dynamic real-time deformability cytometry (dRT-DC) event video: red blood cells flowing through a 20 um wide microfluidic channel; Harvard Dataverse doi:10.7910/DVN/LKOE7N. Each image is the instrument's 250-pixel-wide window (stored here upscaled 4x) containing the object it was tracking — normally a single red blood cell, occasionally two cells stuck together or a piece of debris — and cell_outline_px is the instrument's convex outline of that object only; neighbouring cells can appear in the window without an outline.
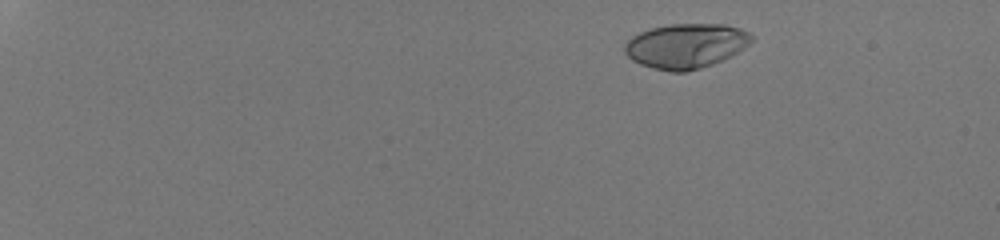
{"species": "human", "species_latin": "Homo sapiens", "temperature_condition": "room temperature", "stored_images_in_passage": 45, "camera_frame_rate_fps": 3000, "um_per_image_px": 0.085, "donor": {"sex": "male"}, "frame": {"image": 1, "passage_image": 1, "time_ms": 0.0, "image_size_px": [1000, 240], "cell_outline_px": [[752, 40], [744, 48], [724, 60], [700, 68], [684, 72], [668, 72], [652, 68], [640, 64], [632, 60], [624, 52], [624, 44], [632, 36], [640, 32], [652, 28], [668, 24], [724, 24], [740, 28], [748, 32], [752, 36]], "centroid_in_image_um": [58.29, 3.9], "position_along_channel_um": 26.7, "area_um2": 33.18}}
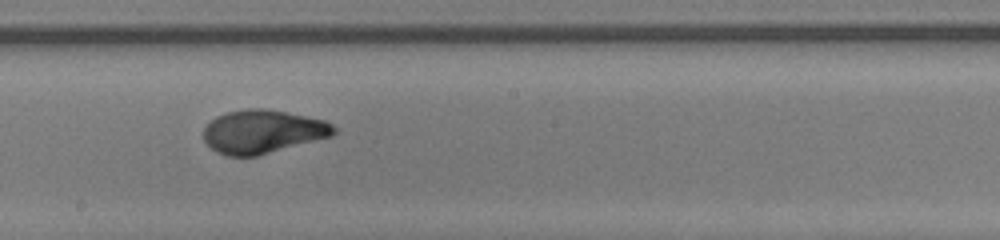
{"frame": {"image": 2, "passage_image": 27, "time_ms": 8.667, "image_size_px": [1000, 240], "cell_outline_px": [[336, 132], [332, 136], [256, 156], [228, 156], [216, 152], [204, 140], [204, 128], [216, 116], [228, 112], [248, 108], [264, 108], [324, 120], [332, 124], [336, 128]], "centroid_in_image_um": [22.33, 11.19], "position_along_channel_um": 225.9, "area_um2": 32.66}}
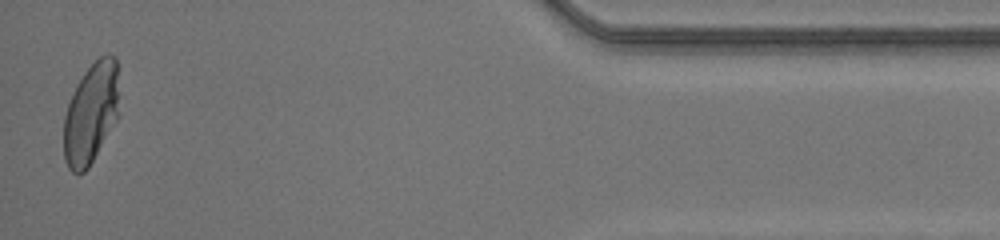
{"frame": {"image": 3, "passage_image": 45, "time_ms": 14.667, "image_size_px": [1000, 240], "cell_outline_px": [[120, 116], [88, 168], [84, 172], [72, 172], [68, 168], [64, 160], [64, 116], [68, 104], [76, 84], [84, 72], [100, 56], [116, 56]], "centroid_in_image_um": [7.75, 9.65], "position_along_channel_um": 427.5, "area_um2": 32.83}, "authors_computed_cell_mechanics": {"area_um2": 32.7726, "velocity_mm_per_s": 4.2137, "shape_relaxation_time_tau1_ms": 3.3415, "shape_relaxation_time_tau2_ms": null, "deformation_change_tau1": 0.198, "deformation_change_tau2": null}}